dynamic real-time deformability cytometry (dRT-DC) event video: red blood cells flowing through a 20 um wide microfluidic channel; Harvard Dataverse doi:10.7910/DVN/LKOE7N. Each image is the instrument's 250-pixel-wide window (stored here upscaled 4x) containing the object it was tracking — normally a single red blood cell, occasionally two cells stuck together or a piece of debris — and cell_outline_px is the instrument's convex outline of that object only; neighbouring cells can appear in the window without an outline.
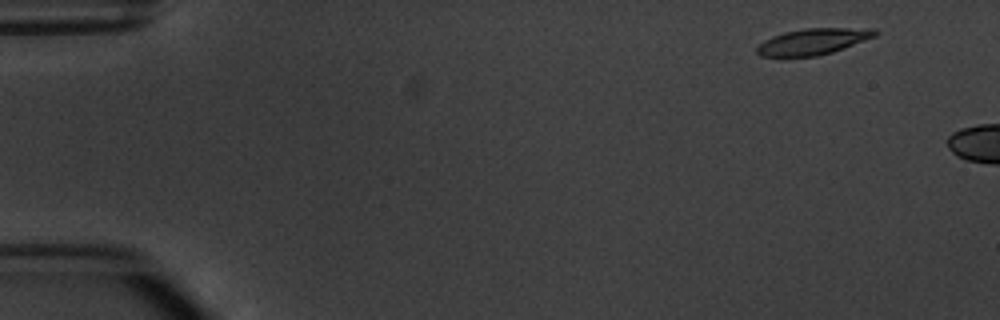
{"species": "common noctule bat (a hibernating species)", "species_latin": "Nyctalus noctula", "temperature_condition": "warm", "stored_images_in_passage": 3, "camera_frame_rate_fps": 3000, "um_per_image_px": 0.085, "animal": {"sex": "male", "body_mass_g": 20.1, "forearm_length_mm": 53.5}, "frame": {"image": 1, "passage_image": 1, "time_ms": 0.0, "image_size_px": [1000, 320], "cell_outline_px": [[880, 32], [876, 36], [844, 48], [832, 52], [816, 56], [760, 56], [756, 52], [756, 48], [764, 40], [772, 36], [784, 32], [804, 28], [876, 28]], "centroid_in_image_um": [69.14, 3.51], "position_along_channel_um": 15.9, "area_um2": 18.03}}